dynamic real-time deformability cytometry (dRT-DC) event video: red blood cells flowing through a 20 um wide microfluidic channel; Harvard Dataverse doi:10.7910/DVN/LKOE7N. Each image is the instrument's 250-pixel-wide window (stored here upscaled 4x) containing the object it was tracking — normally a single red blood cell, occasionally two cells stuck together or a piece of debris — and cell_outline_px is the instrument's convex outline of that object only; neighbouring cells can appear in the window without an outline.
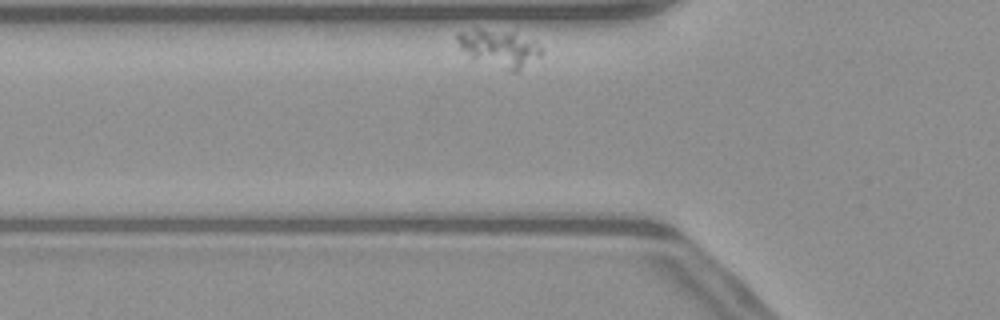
{"species": "common noctule bat (a hibernating species)", "species_latin": "Nyctalus noctula", "temperature_condition": "warm", "stored_images_in_passage": 32, "camera_frame_rate_fps": 3000, "um_per_image_px": 0.085, "animal": {"sex": "male", "body_mass_g": 23.1, "forearm_length_mm": 52.7}, "frame": {"image": 1, "passage_image": 2, "time_ms": 0.333, "image_size_px": [1000, 320], "cell_outline_px": [[544, 52], [540, 56], [516, 72], [508, 72], [472, 56], [460, 48], [456, 40], [456, 36], [460, 32], [476, 28], [512, 36], [536, 44]], "centroid_in_image_um": [42.38, 4.16], "position_along_channel_um": 83.4, "area_um2": 16.76}}
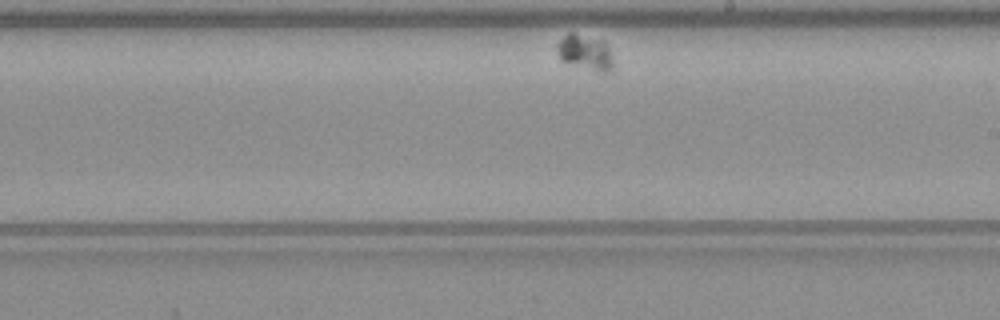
{"frame": {"image": 2, "passage_image": 19, "time_ms": 6.0, "image_size_px": [1000, 320], "cell_outline_px": [[612, 72], [596, 72], [560, 60], [556, 52], [556, 48], [560, 40], [568, 32], [572, 32], [604, 40], [612, 56]], "centroid_in_image_um": [49.74, 4.46], "position_along_channel_um": 239.3, "area_um2": 11.73}}
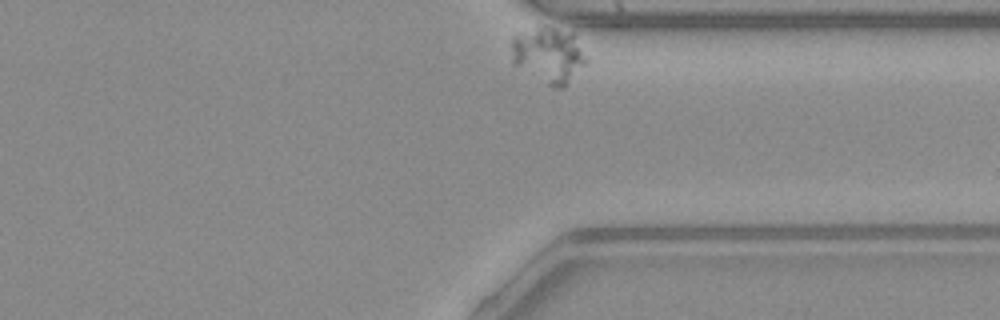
{"frame": {"image": 3, "passage_image": 32, "time_ms": 10.333, "image_size_px": [1000, 320], "cell_outline_px": [[584, 64], [564, 88], [556, 88], [548, 84], [512, 64], [512, 36], [516, 32], [540, 28], [552, 28], [572, 32], [584, 60]], "centroid_in_image_um": [46.54, 4.68], "position_along_channel_um": 364.9, "area_um2": 23.35}}